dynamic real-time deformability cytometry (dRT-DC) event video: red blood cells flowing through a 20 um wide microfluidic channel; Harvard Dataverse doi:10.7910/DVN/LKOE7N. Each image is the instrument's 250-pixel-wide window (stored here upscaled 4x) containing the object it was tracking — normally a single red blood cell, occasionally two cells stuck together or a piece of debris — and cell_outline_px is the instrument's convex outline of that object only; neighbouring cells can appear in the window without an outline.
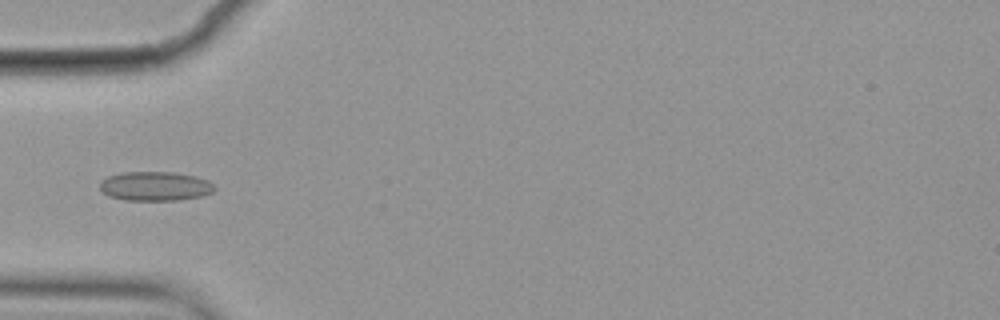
{"species": "common noctule bat (a hibernating species)", "species_latin": "Nyctalus noctula", "temperature_condition": "cold", "stored_images_in_passage": 6, "camera_frame_rate_fps": 3000, "um_per_image_px": 0.085, "animal": {"sex": "female", "body_mass_g": 19.9}, "frame": {"image": 1, "passage_image": 3, "time_ms": 0.667, "image_size_px": [1000, 320], "cell_outline_px": [[216, 188], [212, 192], [200, 196], [180, 200], [124, 200], [108, 196], [100, 188], [100, 180], [108, 176], [120, 172], [172, 172], [196, 176], [208, 180]], "centroid_in_image_um": [13.17, 15.82], "position_along_channel_um": 71.8, "area_um2": 19.59}}
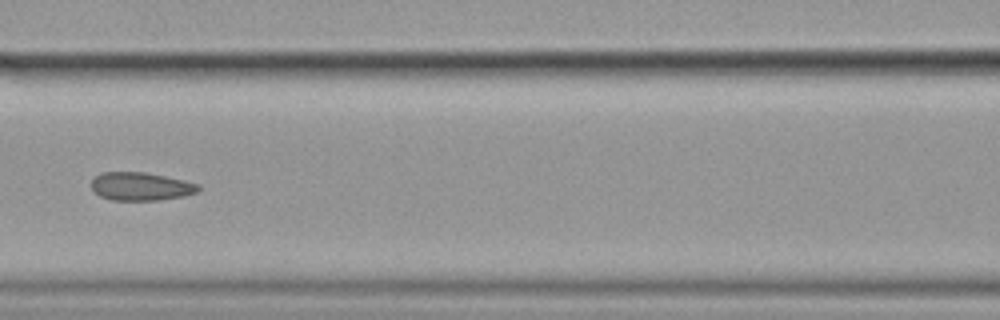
{"frame": {"image": 2, "passage_image": 5, "time_ms": 1.333, "image_size_px": [1000, 320], "cell_outline_px": [[200, 188], [196, 192], [184, 196], [160, 200], [112, 200], [100, 196], [92, 192], [92, 180], [96, 176], [104, 172], [144, 172], [184, 180], [200, 184]], "centroid_in_image_um": [11.97, 15.85], "position_along_channel_um": 154.6, "area_um2": 17.57}}
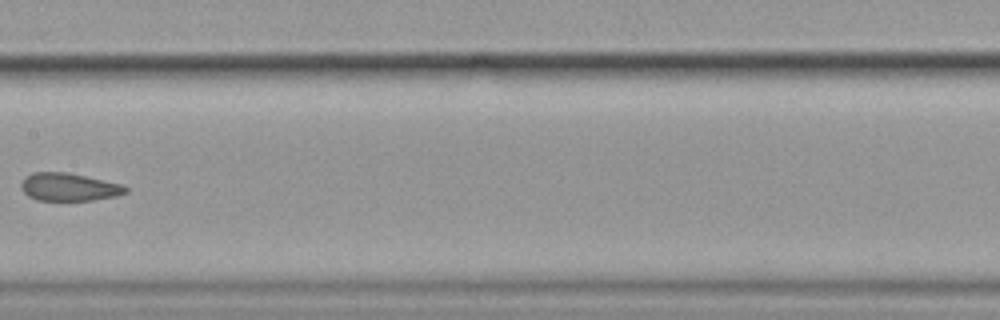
{"frame": {"image": 3, "passage_image": 6, "time_ms": 1.667, "image_size_px": [1000, 320], "cell_outline_px": [[128, 192], [116, 196], [92, 200], [36, 200], [28, 196], [20, 188], [20, 184], [24, 176], [32, 172], [68, 172], [104, 180], [120, 184], [128, 188]], "centroid_in_image_um": [5.82, 15.89], "position_along_channel_um": 201.6, "area_um2": 17.05}}